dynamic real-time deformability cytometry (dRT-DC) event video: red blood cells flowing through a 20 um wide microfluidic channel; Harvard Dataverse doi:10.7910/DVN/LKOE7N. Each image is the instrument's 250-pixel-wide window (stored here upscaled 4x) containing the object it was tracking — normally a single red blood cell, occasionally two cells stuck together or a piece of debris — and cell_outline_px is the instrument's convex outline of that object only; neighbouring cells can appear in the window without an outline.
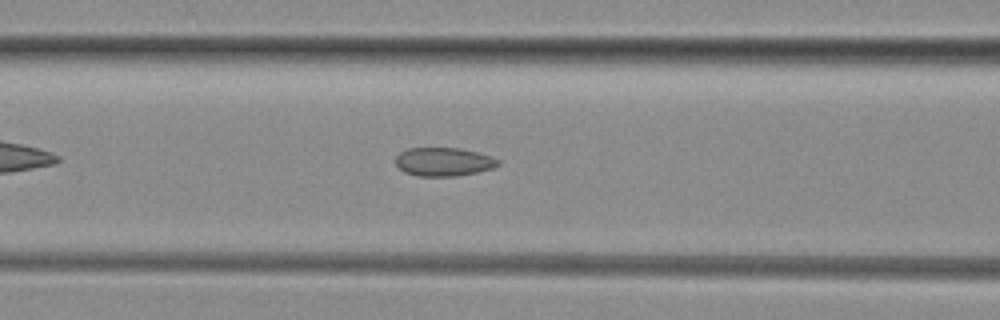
{"species": "common noctule bat (a hibernating species)", "species_latin": "Nyctalus noctula", "temperature_condition": "room temperature", "stored_images_in_passage": 7, "camera_frame_rate_fps": 3000, "um_per_image_px": 0.085, "animal": {"sex": "female", "body_mass_g": 29.2, "forearm_length_mm": 56.3}, "frame": {"image": 1, "passage_image": 6, "time_ms": 1.667, "image_size_px": [1000, 320], "cell_outline_px": [[500, 164], [492, 168], [476, 172], [456, 176], [416, 176], [404, 172], [396, 164], [396, 156], [400, 152], [408, 148], [460, 148], [492, 156], [500, 160]], "centroid_in_image_um": [37.71, 13.75], "position_along_channel_um": 128.9, "area_um2": 17.05}}